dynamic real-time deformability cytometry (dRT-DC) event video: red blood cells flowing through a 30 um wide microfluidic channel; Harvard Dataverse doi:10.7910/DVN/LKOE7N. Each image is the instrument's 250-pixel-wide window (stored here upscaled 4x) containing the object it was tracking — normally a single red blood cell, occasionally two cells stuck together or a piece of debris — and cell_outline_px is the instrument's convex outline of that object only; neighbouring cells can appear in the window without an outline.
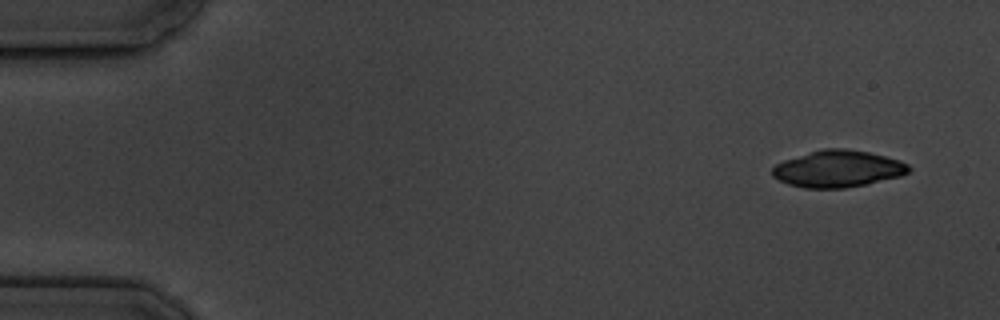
{"species": "common noctule bat (a hibernating species)", "species_latin": "Nyctalus noctula", "temperature_condition": "cold", "stored_images_in_passage": 6, "camera_frame_rate_fps": 3000, "um_per_image_px": 0.085, "animal": {"sex": "male", "body_mass_g": 19.5, "forearm_length_mm": 54.6}, "frame": {"image": 1, "passage_image": 1, "time_ms": 0.0, "image_size_px": [1000, 320], "cell_outline_px": [[912, 168], [908, 172], [900, 176], [864, 184], [844, 188], [804, 188], [788, 184], [776, 180], [772, 176], [772, 168], [776, 164], [784, 160], [824, 148], [844, 148], [868, 152], [900, 160], [908, 164]], "centroid_in_image_um": [71.19, 14.35], "position_along_channel_um": 13.8, "area_um2": 29.13}}